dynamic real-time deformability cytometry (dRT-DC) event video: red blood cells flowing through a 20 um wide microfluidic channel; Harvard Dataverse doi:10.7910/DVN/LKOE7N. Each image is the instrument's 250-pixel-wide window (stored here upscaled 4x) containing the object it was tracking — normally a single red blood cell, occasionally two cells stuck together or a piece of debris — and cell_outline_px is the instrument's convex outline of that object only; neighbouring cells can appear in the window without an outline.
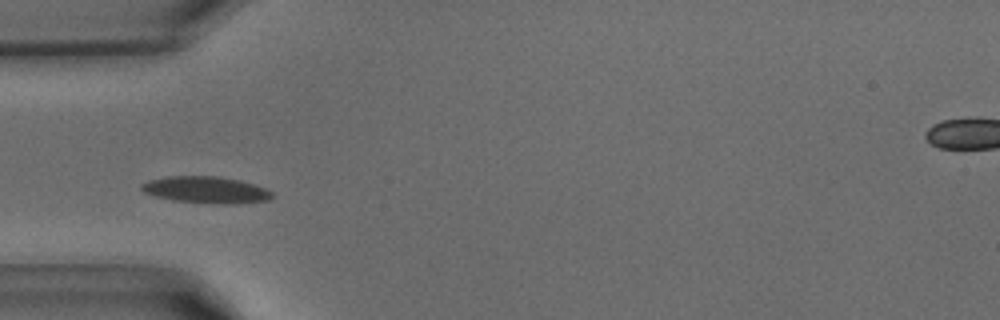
{"species": "common noctule bat (a hibernating species)", "species_latin": "Nyctalus noctula", "temperature_condition": "warm", "stored_images_in_passage": 29, "camera_frame_rate_fps": 3000, "um_per_image_px": 0.085, "animal": {"sex": "male", "body_mass_g": 15.6}, "frame": {"image": 1, "passage_image": 4, "time_ms": 1.0, "image_size_px": [1000, 320], "cell_outline_px": [[276, 196], [268, 200], [236, 204], [208, 204], [172, 200], [156, 196], [144, 192], [140, 188], [140, 184], [148, 180], [168, 176], [220, 176], [240, 180], [264, 188], [272, 192]], "centroid_in_image_um": [17.51, 16.14], "position_along_channel_um": 67.5, "area_um2": 20.58}}
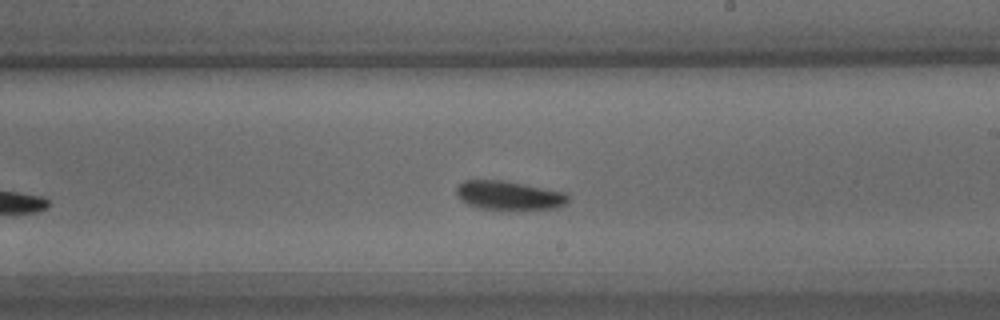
{"frame": {"image": 2, "passage_image": 15, "time_ms": 4.667, "image_size_px": [1000, 320], "cell_outline_px": [[568, 200], [564, 204], [552, 208], [476, 208], [460, 200], [456, 196], [456, 188], [464, 180], [504, 180], [568, 192]], "centroid_in_image_um": [43.23, 16.57], "position_along_channel_um": 245.8, "area_um2": 18.55}}
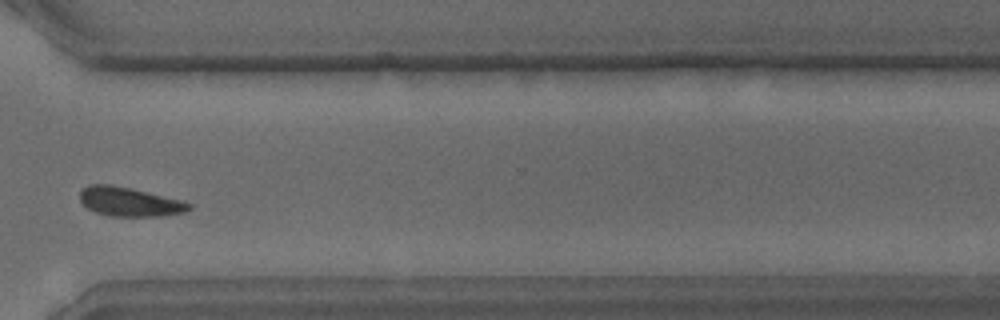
{"frame": {"image": 3, "passage_image": 22, "time_ms": 7.0, "image_size_px": [1000, 320], "cell_outline_px": [[192, 208], [184, 212], [164, 216], [112, 216], [96, 212], [88, 208], [80, 200], [80, 192], [88, 184], [112, 184], [132, 188], [184, 200], [192, 204]], "centroid_in_image_um": [11.05, 17.14], "position_along_channel_um": 359.5, "area_um2": 18.67}}